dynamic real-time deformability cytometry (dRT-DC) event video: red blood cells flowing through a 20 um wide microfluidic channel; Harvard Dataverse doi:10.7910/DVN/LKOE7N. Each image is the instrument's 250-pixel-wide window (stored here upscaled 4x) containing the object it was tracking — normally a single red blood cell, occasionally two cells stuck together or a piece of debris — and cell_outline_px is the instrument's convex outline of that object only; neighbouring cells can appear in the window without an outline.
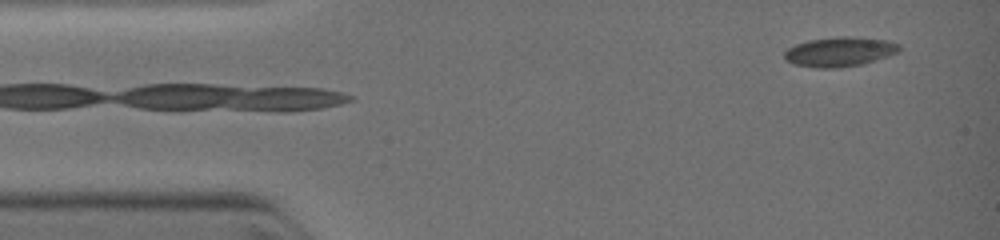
{"species": "common noctule bat (a hibernating species)", "species_latin": "Nyctalus noctula", "temperature_condition": "warm", "stored_images_in_passage": 28, "camera_frame_rate_fps": 3000, "um_per_image_px": 0.085, "animal": {"sex": "female", "body_mass_g": 19.0, "forearm_length_mm": 51.5}, "frame": {"image": 1, "passage_image": 1, "time_ms": 0.0, "image_size_px": [1000, 240], "cell_outline_px": [[900, 48], [896, 52], [888, 56], [860, 64], [840, 68], [816, 68], [792, 64], [784, 60], [784, 52], [788, 48], [796, 44], [808, 40], [836, 36], [852, 36], [888, 40], [900, 44]], "centroid_in_image_um": [71.33, 4.39], "position_along_channel_um": 13.7, "area_um2": 19.94}}
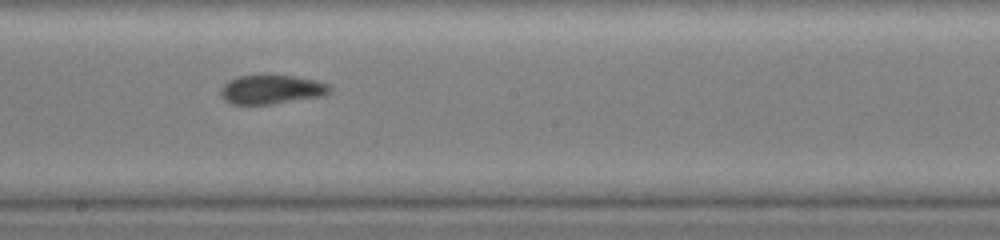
{"frame": {"image": 2, "passage_image": 14, "time_ms": 6.0, "image_size_px": [1000, 240], "cell_outline_px": [[332, 88], [324, 96], [272, 104], [232, 104], [224, 100], [220, 92], [224, 84], [228, 80], [240, 76], [260, 72], [264, 72], [296, 76], [316, 80], [332, 84]], "centroid_in_image_um": [23.1, 7.56], "position_along_channel_um": 225.1, "area_um2": 19.31}}
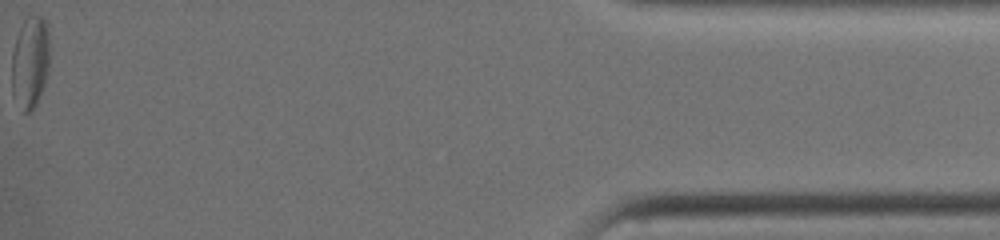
{"frame": {"image": 3, "passage_image": 28, "time_ms": 12.0, "image_size_px": [1000, 240], "cell_outline_px": [[48, 68], [44, 84], [36, 104], [28, 112], [24, 112], [12, 92], [12, 52], [16, 36], [24, 20], [28, 16], [40, 16], [48, 24]], "centroid_in_image_um": [2.55, 5.24], "position_along_channel_um": 432.6, "area_um2": 20.0}}